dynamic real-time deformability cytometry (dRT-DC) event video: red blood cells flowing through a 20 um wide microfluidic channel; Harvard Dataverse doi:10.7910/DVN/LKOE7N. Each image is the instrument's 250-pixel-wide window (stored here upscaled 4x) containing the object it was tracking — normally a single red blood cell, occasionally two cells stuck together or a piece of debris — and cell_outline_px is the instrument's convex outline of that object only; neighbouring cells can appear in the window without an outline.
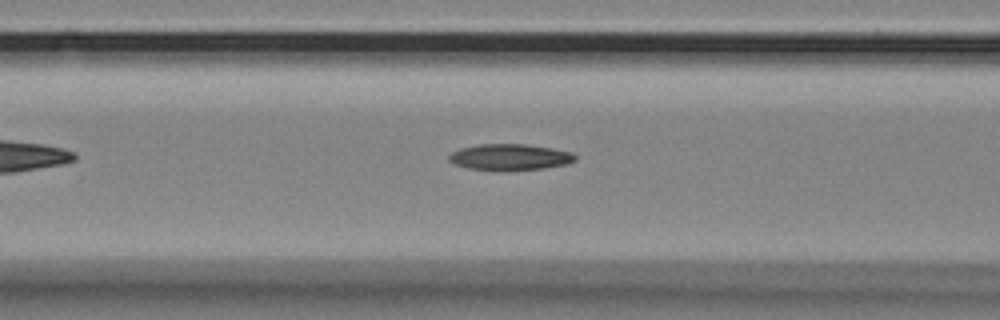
{"species": "Egyptian fruit bat (a non-hibernating species)", "species_latin": "Rousettus aegyptiacus", "temperature_condition": "room temperature", "stored_images_in_passage": 32, "camera_frame_rate_fps": 3000, "um_per_image_px": 0.085, "animal": {"sex": "female"}, "frame": {"image": 1, "passage_image": 5, "time_ms": 1.333, "image_size_px": [1000, 320], "cell_outline_px": [[576, 160], [564, 164], [544, 168], [496, 172], [468, 168], [456, 164], [448, 160], [448, 156], [452, 152], [460, 148], [480, 144], [528, 144], [552, 148], [572, 152], [576, 156]], "centroid_in_image_um": [43.32, 13.36], "position_along_channel_um": 123.3, "area_um2": 19.54}}
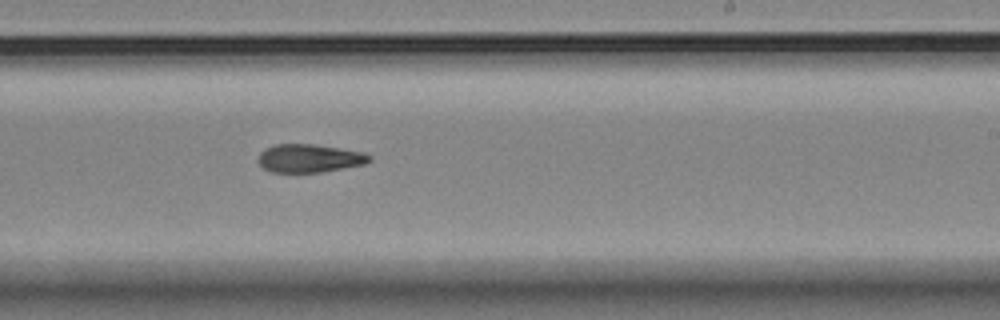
{"frame": {"image": 2, "passage_image": 17, "time_ms": 5.333, "image_size_px": [1000, 320], "cell_outline_px": [[372, 160], [364, 164], [320, 172], [272, 172], [264, 168], [260, 164], [260, 152], [264, 148], [276, 144], [312, 144], [364, 152]], "centroid_in_image_um": [26.28, 13.45], "position_along_channel_um": 262.7, "area_um2": 17.98}}
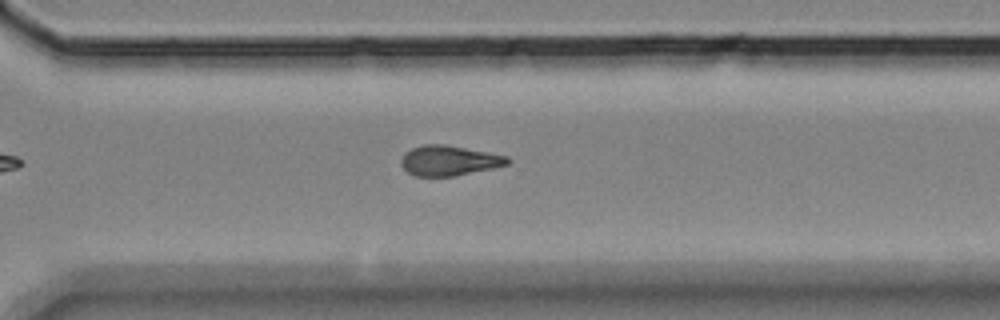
{"frame": {"image": 3, "passage_image": 23, "time_ms": 7.333, "image_size_px": [1000, 320], "cell_outline_px": [[512, 160], [508, 164], [492, 168], [456, 176], [416, 176], [408, 172], [400, 164], [400, 160], [404, 152], [412, 148], [424, 144], [444, 144], [488, 152], [508, 156]], "centroid_in_image_um": [38.16, 13.64], "position_along_channel_um": 332.4, "area_um2": 18.73}, "authors_computed_cell_mechanics": {"area_um2": 18.5538, "velocity_mm_per_s": 3.4865, "shape_relaxation_time_tau1_ms": null, "shape_relaxation_time_tau2_ms": 2.9626, "deformation_change_tau1": null, "deformation_change_tau2": 0.106}}